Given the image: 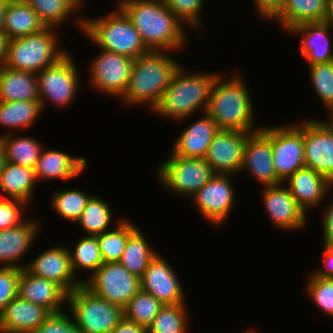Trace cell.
<instances>
[{
	"mask_svg": "<svg viewBox=\"0 0 333 333\" xmlns=\"http://www.w3.org/2000/svg\"><path fill=\"white\" fill-rule=\"evenodd\" d=\"M148 50L176 52L187 45V27L163 0H119ZM184 26V28H183Z\"/></svg>",
	"mask_w": 333,
	"mask_h": 333,
	"instance_id": "6da1fadb",
	"label": "cell"
},
{
	"mask_svg": "<svg viewBox=\"0 0 333 333\" xmlns=\"http://www.w3.org/2000/svg\"><path fill=\"white\" fill-rule=\"evenodd\" d=\"M168 51L149 50L133 61L127 88L121 97L125 105H148L150 111L159 104L180 62Z\"/></svg>",
	"mask_w": 333,
	"mask_h": 333,
	"instance_id": "7a4b0ae2",
	"label": "cell"
},
{
	"mask_svg": "<svg viewBox=\"0 0 333 333\" xmlns=\"http://www.w3.org/2000/svg\"><path fill=\"white\" fill-rule=\"evenodd\" d=\"M221 74L212 86L206 113L216 122L219 130H260L261 126L256 128L254 125V105L242 76L234 75L223 80L226 75Z\"/></svg>",
	"mask_w": 333,
	"mask_h": 333,
	"instance_id": "3957f363",
	"label": "cell"
},
{
	"mask_svg": "<svg viewBox=\"0 0 333 333\" xmlns=\"http://www.w3.org/2000/svg\"><path fill=\"white\" fill-rule=\"evenodd\" d=\"M180 65L175 72L170 85L166 88L163 96L153 110L161 117L175 119L179 123L187 120L202 110V114L206 113L210 92L212 86L219 76V73H206L190 71L189 73Z\"/></svg>",
	"mask_w": 333,
	"mask_h": 333,
	"instance_id": "277c9868",
	"label": "cell"
},
{
	"mask_svg": "<svg viewBox=\"0 0 333 333\" xmlns=\"http://www.w3.org/2000/svg\"><path fill=\"white\" fill-rule=\"evenodd\" d=\"M78 18V19H77ZM76 25L100 49L136 59L149 50L126 14L117 9L102 17H77Z\"/></svg>",
	"mask_w": 333,
	"mask_h": 333,
	"instance_id": "5b68a950",
	"label": "cell"
},
{
	"mask_svg": "<svg viewBox=\"0 0 333 333\" xmlns=\"http://www.w3.org/2000/svg\"><path fill=\"white\" fill-rule=\"evenodd\" d=\"M55 27L8 40L5 67L38 73L62 58L68 50L62 48Z\"/></svg>",
	"mask_w": 333,
	"mask_h": 333,
	"instance_id": "8992f818",
	"label": "cell"
},
{
	"mask_svg": "<svg viewBox=\"0 0 333 333\" xmlns=\"http://www.w3.org/2000/svg\"><path fill=\"white\" fill-rule=\"evenodd\" d=\"M67 305L82 333H111L124 318L122 307L93 294L84 285L68 293Z\"/></svg>",
	"mask_w": 333,
	"mask_h": 333,
	"instance_id": "52a82bcc",
	"label": "cell"
},
{
	"mask_svg": "<svg viewBox=\"0 0 333 333\" xmlns=\"http://www.w3.org/2000/svg\"><path fill=\"white\" fill-rule=\"evenodd\" d=\"M170 154L169 158L156 168V175L160 185L173 194L191 198L216 174L205 158Z\"/></svg>",
	"mask_w": 333,
	"mask_h": 333,
	"instance_id": "ba28073f",
	"label": "cell"
},
{
	"mask_svg": "<svg viewBox=\"0 0 333 333\" xmlns=\"http://www.w3.org/2000/svg\"><path fill=\"white\" fill-rule=\"evenodd\" d=\"M74 63V58L67 52L56 63L36 73L39 101L43 111L47 107L46 102H54L53 105L65 107L76 98L81 81L77 65Z\"/></svg>",
	"mask_w": 333,
	"mask_h": 333,
	"instance_id": "9c48e42d",
	"label": "cell"
},
{
	"mask_svg": "<svg viewBox=\"0 0 333 333\" xmlns=\"http://www.w3.org/2000/svg\"><path fill=\"white\" fill-rule=\"evenodd\" d=\"M83 285L93 294L124 308L141 289L140 278L120 262L103 263Z\"/></svg>",
	"mask_w": 333,
	"mask_h": 333,
	"instance_id": "30bf717a",
	"label": "cell"
},
{
	"mask_svg": "<svg viewBox=\"0 0 333 333\" xmlns=\"http://www.w3.org/2000/svg\"><path fill=\"white\" fill-rule=\"evenodd\" d=\"M299 123V124H298ZM271 126L272 160L277 177L284 183L304 163V121Z\"/></svg>",
	"mask_w": 333,
	"mask_h": 333,
	"instance_id": "8fae6325",
	"label": "cell"
},
{
	"mask_svg": "<svg viewBox=\"0 0 333 333\" xmlns=\"http://www.w3.org/2000/svg\"><path fill=\"white\" fill-rule=\"evenodd\" d=\"M90 65L89 80L94 90L120 99L128 85L134 59L100 49Z\"/></svg>",
	"mask_w": 333,
	"mask_h": 333,
	"instance_id": "7c38bea8",
	"label": "cell"
},
{
	"mask_svg": "<svg viewBox=\"0 0 333 333\" xmlns=\"http://www.w3.org/2000/svg\"><path fill=\"white\" fill-rule=\"evenodd\" d=\"M231 177V174H215L192 196L199 214L213 227L226 223L234 207L236 192Z\"/></svg>",
	"mask_w": 333,
	"mask_h": 333,
	"instance_id": "4fadbf2b",
	"label": "cell"
},
{
	"mask_svg": "<svg viewBox=\"0 0 333 333\" xmlns=\"http://www.w3.org/2000/svg\"><path fill=\"white\" fill-rule=\"evenodd\" d=\"M304 163L333 183V127L323 120L304 119Z\"/></svg>",
	"mask_w": 333,
	"mask_h": 333,
	"instance_id": "5bb4252c",
	"label": "cell"
},
{
	"mask_svg": "<svg viewBox=\"0 0 333 333\" xmlns=\"http://www.w3.org/2000/svg\"><path fill=\"white\" fill-rule=\"evenodd\" d=\"M23 264L30 274L56 282L67 293L83 285V280L73 271L69 246L48 247L29 263Z\"/></svg>",
	"mask_w": 333,
	"mask_h": 333,
	"instance_id": "9a60e30c",
	"label": "cell"
},
{
	"mask_svg": "<svg viewBox=\"0 0 333 333\" xmlns=\"http://www.w3.org/2000/svg\"><path fill=\"white\" fill-rule=\"evenodd\" d=\"M253 132L219 130L211 140L205 160L216 174L238 175L247 138Z\"/></svg>",
	"mask_w": 333,
	"mask_h": 333,
	"instance_id": "2e32d148",
	"label": "cell"
},
{
	"mask_svg": "<svg viewBox=\"0 0 333 333\" xmlns=\"http://www.w3.org/2000/svg\"><path fill=\"white\" fill-rule=\"evenodd\" d=\"M264 209L275 227L281 231H296L306 227L308 216L284 183L263 186Z\"/></svg>",
	"mask_w": 333,
	"mask_h": 333,
	"instance_id": "e0dca14e",
	"label": "cell"
},
{
	"mask_svg": "<svg viewBox=\"0 0 333 333\" xmlns=\"http://www.w3.org/2000/svg\"><path fill=\"white\" fill-rule=\"evenodd\" d=\"M246 170L262 187L283 183L277 177L273 165L271 126H263L247 138L240 172L245 173Z\"/></svg>",
	"mask_w": 333,
	"mask_h": 333,
	"instance_id": "ac0fdd59",
	"label": "cell"
},
{
	"mask_svg": "<svg viewBox=\"0 0 333 333\" xmlns=\"http://www.w3.org/2000/svg\"><path fill=\"white\" fill-rule=\"evenodd\" d=\"M176 274L168 261L157 253L140 277V287L163 305L186 303L185 291Z\"/></svg>",
	"mask_w": 333,
	"mask_h": 333,
	"instance_id": "d6986e66",
	"label": "cell"
},
{
	"mask_svg": "<svg viewBox=\"0 0 333 333\" xmlns=\"http://www.w3.org/2000/svg\"><path fill=\"white\" fill-rule=\"evenodd\" d=\"M38 220L26 219L18 226L0 231L1 267L24 269L21 262L40 232ZM22 258V259H21Z\"/></svg>",
	"mask_w": 333,
	"mask_h": 333,
	"instance_id": "ffe728a7",
	"label": "cell"
},
{
	"mask_svg": "<svg viewBox=\"0 0 333 333\" xmlns=\"http://www.w3.org/2000/svg\"><path fill=\"white\" fill-rule=\"evenodd\" d=\"M286 182V183H285ZM284 184L299 206L307 214L310 209L320 206L326 195L333 189V183L309 167H302L294 172Z\"/></svg>",
	"mask_w": 333,
	"mask_h": 333,
	"instance_id": "44dd1931",
	"label": "cell"
},
{
	"mask_svg": "<svg viewBox=\"0 0 333 333\" xmlns=\"http://www.w3.org/2000/svg\"><path fill=\"white\" fill-rule=\"evenodd\" d=\"M51 314L47 308L17 296L0 314V333H34Z\"/></svg>",
	"mask_w": 333,
	"mask_h": 333,
	"instance_id": "7402d4cb",
	"label": "cell"
},
{
	"mask_svg": "<svg viewBox=\"0 0 333 333\" xmlns=\"http://www.w3.org/2000/svg\"><path fill=\"white\" fill-rule=\"evenodd\" d=\"M67 295L56 282L36 277L25 268L21 269L18 282V296L21 299L43 306L51 313H57L63 311L62 304H67Z\"/></svg>",
	"mask_w": 333,
	"mask_h": 333,
	"instance_id": "603a6c76",
	"label": "cell"
},
{
	"mask_svg": "<svg viewBox=\"0 0 333 333\" xmlns=\"http://www.w3.org/2000/svg\"><path fill=\"white\" fill-rule=\"evenodd\" d=\"M67 152L55 149H42L34 169L36 181L41 179L70 181L88 168V162L83 157H73Z\"/></svg>",
	"mask_w": 333,
	"mask_h": 333,
	"instance_id": "cb8c5ba5",
	"label": "cell"
},
{
	"mask_svg": "<svg viewBox=\"0 0 333 333\" xmlns=\"http://www.w3.org/2000/svg\"><path fill=\"white\" fill-rule=\"evenodd\" d=\"M199 120L193 121L184 128L173 147L171 153L175 156L205 158L208 147L214 135L219 131L216 122L207 114Z\"/></svg>",
	"mask_w": 333,
	"mask_h": 333,
	"instance_id": "d4e9b609",
	"label": "cell"
},
{
	"mask_svg": "<svg viewBox=\"0 0 333 333\" xmlns=\"http://www.w3.org/2000/svg\"><path fill=\"white\" fill-rule=\"evenodd\" d=\"M330 29L329 24L324 21L302 24L289 31L294 35L301 34L300 54L308 65L333 61Z\"/></svg>",
	"mask_w": 333,
	"mask_h": 333,
	"instance_id": "484cf974",
	"label": "cell"
},
{
	"mask_svg": "<svg viewBox=\"0 0 333 333\" xmlns=\"http://www.w3.org/2000/svg\"><path fill=\"white\" fill-rule=\"evenodd\" d=\"M329 0H284L280 13L273 21L289 32L306 23L324 22Z\"/></svg>",
	"mask_w": 333,
	"mask_h": 333,
	"instance_id": "4316f807",
	"label": "cell"
},
{
	"mask_svg": "<svg viewBox=\"0 0 333 333\" xmlns=\"http://www.w3.org/2000/svg\"><path fill=\"white\" fill-rule=\"evenodd\" d=\"M46 26L36 11L23 0H6L2 33L8 40L35 34Z\"/></svg>",
	"mask_w": 333,
	"mask_h": 333,
	"instance_id": "83f0119b",
	"label": "cell"
},
{
	"mask_svg": "<svg viewBox=\"0 0 333 333\" xmlns=\"http://www.w3.org/2000/svg\"><path fill=\"white\" fill-rule=\"evenodd\" d=\"M36 73L14 70L3 66L0 69V101H39Z\"/></svg>",
	"mask_w": 333,
	"mask_h": 333,
	"instance_id": "f1b7e54d",
	"label": "cell"
},
{
	"mask_svg": "<svg viewBox=\"0 0 333 333\" xmlns=\"http://www.w3.org/2000/svg\"><path fill=\"white\" fill-rule=\"evenodd\" d=\"M36 183L32 168L5 162L0 171V192L2 191L6 198L19 199L30 204Z\"/></svg>",
	"mask_w": 333,
	"mask_h": 333,
	"instance_id": "f546056e",
	"label": "cell"
},
{
	"mask_svg": "<svg viewBox=\"0 0 333 333\" xmlns=\"http://www.w3.org/2000/svg\"><path fill=\"white\" fill-rule=\"evenodd\" d=\"M3 144L5 162L35 169L40 153L41 143L33 137L15 136L13 132L0 135Z\"/></svg>",
	"mask_w": 333,
	"mask_h": 333,
	"instance_id": "4dcf8cb0",
	"label": "cell"
},
{
	"mask_svg": "<svg viewBox=\"0 0 333 333\" xmlns=\"http://www.w3.org/2000/svg\"><path fill=\"white\" fill-rule=\"evenodd\" d=\"M43 108L40 101H0V125L15 130L30 129L39 119Z\"/></svg>",
	"mask_w": 333,
	"mask_h": 333,
	"instance_id": "1f68e13d",
	"label": "cell"
},
{
	"mask_svg": "<svg viewBox=\"0 0 333 333\" xmlns=\"http://www.w3.org/2000/svg\"><path fill=\"white\" fill-rule=\"evenodd\" d=\"M157 250L148 243L144 234L137 228L127 239L125 249L119 262L133 275L141 277Z\"/></svg>",
	"mask_w": 333,
	"mask_h": 333,
	"instance_id": "d6a6232c",
	"label": "cell"
},
{
	"mask_svg": "<svg viewBox=\"0 0 333 333\" xmlns=\"http://www.w3.org/2000/svg\"><path fill=\"white\" fill-rule=\"evenodd\" d=\"M38 14L46 27L59 28L84 5V0H23ZM70 16V17H69Z\"/></svg>",
	"mask_w": 333,
	"mask_h": 333,
	"instance_id": "836d02e7",
	"label": "cell"
},
{
	"mask_svg": "<svg viewBox=\"0 0 333 333\" xmlns=\"http://www.w3.org/2000/svg\"><path fill=\"white\" fill-rule=\"evenodd\" d=\"M117 221L114 224L115 229L113 228V230L96 235L104 263L119 262L128 237L138 228L134 223L125 218L118 219Z\"/></svg>",
	"mask_w": 333,
	"mask_h": 333,
	"instance_id": "e575fe53",
	"label": "cell"
},
{
	"mask_svg": "<svg viewBox=\"0 0 333 333\" xmlns=\"http://www.w3.org/2000/svg\"><path fill=\"white\" fill-rule=\"evenodd\" d=\"M112 213L104 198L92 195L76 223L86 235L96 236L112 229Z\"/></svg>",
	"mask_w": 333,
	"mask_h": 333,
	"instance_id": "d590c367",
	"label": "cell"
},
{
	"mask_svg": "<svg viewBox=\"0 0 333 333\" xmlns=\"http://www.w3.org/2000/svg\"><path fill=\"white\" fill-rule=\"evenodd\" d=\"M73 249L69 248L71 264L75 275L78 270L90 271L88 277L93 275L104 263L97 236L83 235ZM71 249V250H70ZM73 250V251H72Z\"/></svg>",
	"mask_w": 333,
	"mask_h": 333,
	"instance_id": "8d00e7d4",
	"label": "cell"
},
{
	"mask_svg": "<svg viewBox=\"0 0 333 333\" xmlns=\"http://www.w3.org/2000/svg\"><path fill=\"white\" fill-rule=\"evenodd\" d=\"M186 307L185 303L163 305L148 326L147 333H188Z\"/></svg>",
	"mask_w": 333,
	"mask_h": 333,
	"instance_id": "74e56055",
	"label": "cell"
},
{
	"mask_svg": "<svg viewBox=\"0 0 333 333\" xmlns=\"http://www.w3.org/2000/svg\"><path fill=\"white\" fill-rule=\"evenodd\" d=\"M91 196L79 189L57 190L51 197V208L60 217L77 222Z\"/></svg>",
	"mask_w": 333,
	"mask_h": 333,
	"instance_id": "f35d334b",
	"label": "cell"
},
{
	"mask_svg": "<svg viewBox=\"0 0 333 333\" xmlns=\"http://www.w3.org/2000/svg\"><path fill=\"white\" fill-rule=\"evenodd\" d=\"M162 306L154 296L140 289L123 308L124 318L148 328Z\"/></svg>",
	"mask_w": 333,
	"mask_h": 333,
	"instance_id": "ab89813d",
	"label": "cell"
},
{
	"mask_svg": "<svg viewBox=\"0 0 333 333\" xmlns=\"http://www.w3.org/2000/svg\"><path fill=\"white\" fill-rule=\"evenodd\" d=\"M309 72L314 91L328 110L333 105V61L309 65Z\"/></svg>",
	"mask_w": 333,
	"mask_h": 333,
	"instance_id": "60d3db41",
	"label": "cell"
},
{
	"mask_svg": "<svg viewBox=\"0 0 333 333\" xmlns=\"http://www.w3.org/2000/svg\"><path fill=\"white\" fill-rule=\"evenodd\" d=\"M306 282V295L327 316L333 317V279L313 276Z\"/></svg>",
	"mask_w": 333,
	"mask_h": 333,
	"instance_id": "b9f144b4",
	"label": "cell"
},
{
	"mask_svg": "<svg viewBox=\"0 0 333 333\" xmlns=\"http://www.w3.org/2000/svg\"><path fill=\"white\" fill-rule=\"evenodd\" d=\"M177 18L192 29L202 27L201 10L204 0H163ZM199 27V28H198Z\"/></svg>",
	"mask_w": 333,
	"mask_h": 333,
	"instance_id": "7bdbcfd3",
	"label": "cell"
},
{
	"mask_svg": "<svg viewBox=\"0 0 333 333\" xmlns=\"http://www.w3.org/2000/svg\"><path fill=\"white\" fill-rule=\"evenodd\" d=\"M27 206L22 200L0 196V231L24 222L27 219L23 217Z\"/></svg>",
	"mask_w": 333,
	"mask_h": 333,
	"instance_id": "ee69618b",
	"label": "cell"
},
{
	"mask_svg": "<svg viewBox=\"0 0 333 333\" xmlns=\"http://www.w3.org/2000/svg\"><path fill=\"white\" fill-rule=\"evenodd\" d=\"M21 269L0 266V314L4 307L18 296Z\"/></svg>",
	"mask_w": 333,
	"mask_h": 333,
	"instance_id": "f6af8a7d",
	"label": "cell"
},
{
	"mask_svg": "<svg viewBox=\"0 0 333 333\" xmlns=\"http://www.w3.org/2000/svg\"><path fill=\"white\" fill-rule=\"evenodd\" d=\"M66 311L52 313L34 333H82Z\"/></svg>",
	"mask_w": 333,
	"mask_h": 333,
	"instance_id": "bcb514c9",
	"label": "cell"
},
{
	"mask_svg": "<svg viewBox=\"0 0 333 333\" xmlns=\"http://www.w3.org/2000/svg\"><path fill=\"white\" fill-rule=\"evenodd\" d=\"M284 0H254L257 15L264 20H273L282 8Z\"/></svg>",
	"mask_w": 333,
	"mask_h": 333,
	"instance_id": "7dc6e473",
	"label": "cell"
},
{
	"mask_svg": "<svg viewBox=\"0 0 333 333\" xmlns=\"http://www.w3.org/2000/svg\"><path fill=\"white\" fill-rule=\"evenodd\" d=\"M323 267L312 271V275L321 278L333 279V244H323Z\"/></svg>",
	"mask_w": 333,
	"mask_h": 333,
	"instance_id": "c3c4849f",
	"label": "cell"
},
{
	"mask_svg": "<svg viewBox=\"0 0 333 333\" xmlns=\"http://www.w3.org/2000/svg\"><path fill=\"white\" fill-rule=\"evenodd\" d=\"M328 203L322 217L323 244H333V198Z\"/></svg>",
	"mask_w": 333,
	"mask_h": 333,
	"instance_id": "681fc988",
	"label": "cell"
},
{
	"mask_svg": "<svg viewBox=\"0 0 333 333\" xmlns=\"http://www.w3.org/2000/svg\"><path fill=\"white\" fill-rule=\"evenodd\" d=\"M111 333H147V328L123 318Z\"/></svg>",
	"mask_w": 333,
	"mask_h": 333,
	"instance_id": "f907efd6",
	"label": "cell"
},
{
	"mask_svg": "<svg viewBox=\"0 0 333 333\" xmlns=\"http://www.w3.org/2000/svg\"><path fill=\"white\" fill-rule=\"evenodd\" d=\"M8 39L0 33V69L5 65Z\"/></svg>",
	"mask_w": 333,
	"mask_h": 333,
	"instance_id": "816d5d0a",
	"label": "cell"
},
{
	"mask_svg": "<svg viewBox=\"0 0 333 333\" xmlns=\"http://www.w3.org/2000/svg\"><path fill=\"white\" fill-rule=\"evenodd\" d=\"M325 21L329 24L333 35V0H329L328 13Z\"/></svg>",
	"mask_w": 333,
	"mask_h": 333,
	"instance_id": "f5cc1de1",
	"label": "cell"
},
{
	"mask_svg": "<svg viewBox=\"0 0 333 333\" xmlns=\"http://www.w3.org/2000/svg\"><path fill=\"white\" fill-rule=\"evenodd\" d=\"M5 11H6V0H0V33H2Z\"/></svg>",
	"mask_w": 333,
	"mask_h": 333,
	"instance_id": "db71d44e",
	"label": "cell"
},
{
	"mask_svg": "<svg viewBox=\"0 0 333 333\" xmlns=\"http://www.w3.org/2000/svg\"><path fill=\"white\" fill-rule=\"evenodd\" d=\"M327 113H328L327 117L329 116V118L328 120L325 119V122L329 126L333 127V105L327 110Z\"/></svg>",
	"mask_w": 333,
	"mask_h": 333,
	"instance_id": "11a10c76",
	"label": "cell"
},
{
	"mask_svg": "<svg viewBox=\"0 0 333 333\" xmlns=\"http://www.w3.org/2000/svg\"><path fill=\"white\" fill-rule=\"evenodd\" d=\"M4 163H5V155H4L3 144L0 138V171L2 170Z\"/></svg>",
	"mask_w": 333,
	"mask_h": 333,
	"instance_id": "9f6ffc18",
	"label": "cell"
},
{
	"mask_svg": "<svg viewBox=\"0 0 333 333\" xmlns=\"http://www.w3.org/2000/svg\"><path fill=\"white\" fill-rule=\"evenodd\" d=\"M245 333H258V331L256 330H252V329H250V330H248V331H246Z\"/></svg>",
	"mask_w": 333,
	"mask_h": 333,
	"instance_id": "6f0895ef",
	"label": "cell"
}]
</instances>
